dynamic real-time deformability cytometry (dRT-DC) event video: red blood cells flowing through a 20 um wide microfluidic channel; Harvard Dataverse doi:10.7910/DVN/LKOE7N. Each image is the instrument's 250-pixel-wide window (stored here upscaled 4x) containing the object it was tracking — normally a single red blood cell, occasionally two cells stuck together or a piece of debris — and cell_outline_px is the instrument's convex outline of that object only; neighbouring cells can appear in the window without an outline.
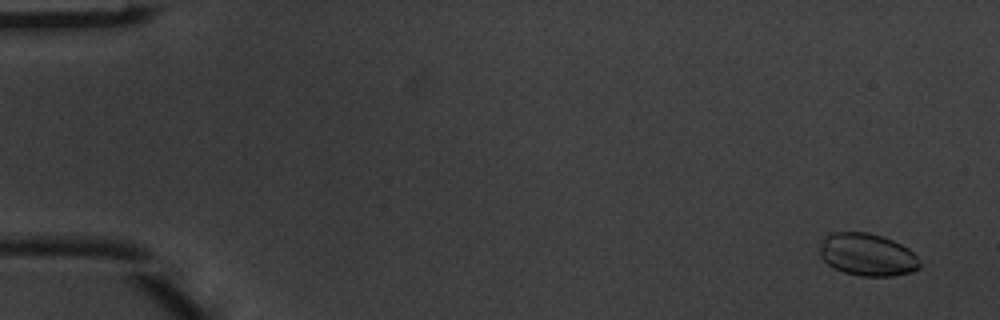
{"species": "common noctule bat (a hibernating species)", "species_latin": "Nyctalus noctula", "temperature_condition": "warm", "stored_images_in_passage": 7, "camera_frame_rate_fps": 3000, "um_per_image_px": 0.085, "animal": {"sex": "male", "body_mass_g": 20.1, "forearm_length_mm": 53.5}, "frame": {"image": 1, "passage_image": 1, "time_ms": 0.0, "image_size_px": [1000, 320], "cell_outline_px": [[920, 268], [912, 272], [892, 276], [860, 276], [844, 272], [828, 264], [820, 256], [820, 248], [824, 236], [832, 232], [868, 232], [884, 236], [908, 248], [920, 260]], "centroid_in_image_um": [73.73, 21.64], "position_along_channel_um": 11.3, "area_um2": 24.8}}
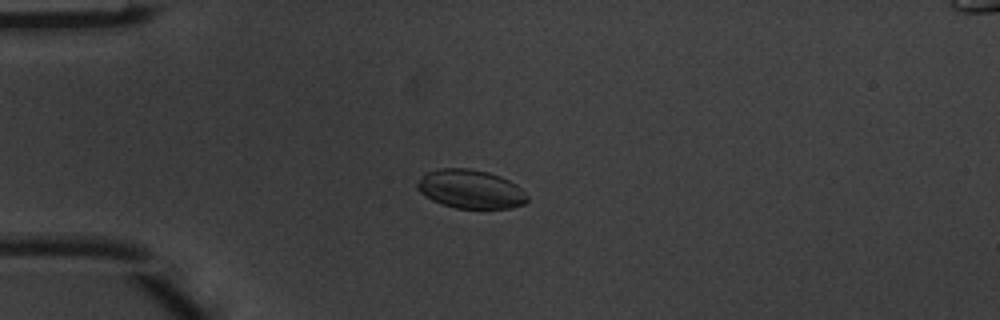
{"frame": {"image": 2, "passage_image": 4, "time_ms": 1.0, "image_size_px": [1000, 320], "cell_outline_px": [[528, 200], [524, 204], [512, 208], [456, 208], [432, 200], [424, 196], [416, 188], [416, 184], [424, 172], [440, 168], [468, 168], [488, 172], [500, 176], [516, 184], [528, 196]], "centroid_in_image_um": [39.97, 16.06], "position_along_channel_um": 45.0, "area_um2": 24.91}}
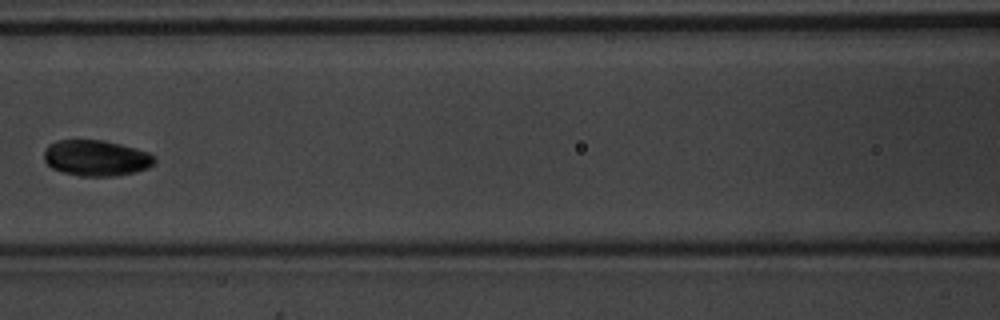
{"frame": {"image": 3, "passage_image": 7, "time_ms": 2.0, "image_size_px": [1000, 320], "cell_outline_px": [[156, 160], [148, 168], [136, 172], [116, 176], [80, 176], [64, 172], [52, 168], [44, 160], [44, 148], [48, 144], [56, 140], [104, 140], [120, 144], [148, 152]], "centroid_in_image_um": [8.14, 13.43], "position_along_channel_um": 158.5, "area_um2": 23.12}}